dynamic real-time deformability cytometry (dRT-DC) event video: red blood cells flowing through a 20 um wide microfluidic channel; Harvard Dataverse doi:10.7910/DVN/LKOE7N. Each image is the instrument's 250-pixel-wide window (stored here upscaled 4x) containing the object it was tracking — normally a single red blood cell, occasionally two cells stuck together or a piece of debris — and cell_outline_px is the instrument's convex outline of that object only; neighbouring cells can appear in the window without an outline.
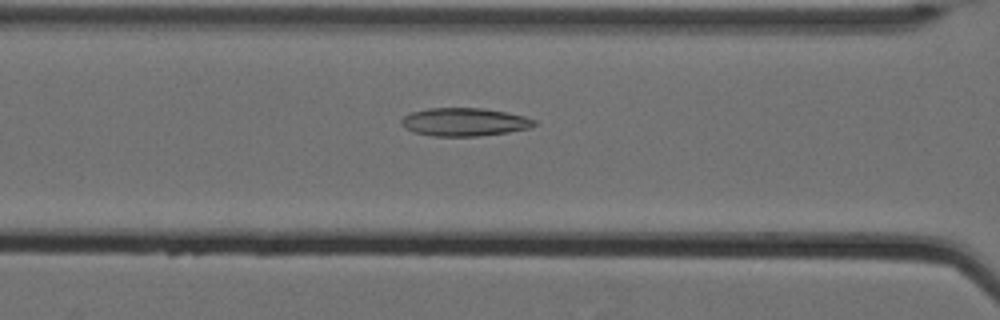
{"species": "Egyptian fruit bat (a non-hibernating species)", "species_latin": "Rousettus aegyptiacus", "temperature_condition": "cold", "stored_images_in_passage": 58, "camera_frame_rate_fps": 3000, "um_per_image_px": 0.085, "animal": {"sex": "female"}, "frame": {"image": 1, "passage_image": 26, "time_ms": 8.333, "image_size_px": [1000, 320], "cell_outline_px": [[536, 124], [528, 128], [508, 132], [480, 136], [432, 136], [416, 132], [404, 128], [400, 124], [400, 120], [404, 116], [412, 112], [428, 108], [484, 108], [524, 116], [536, 120]], "centroid_in_image_um": [39.45, 10.37], "position_along_channel_um": 127.2, "area_um2": 21.73}}
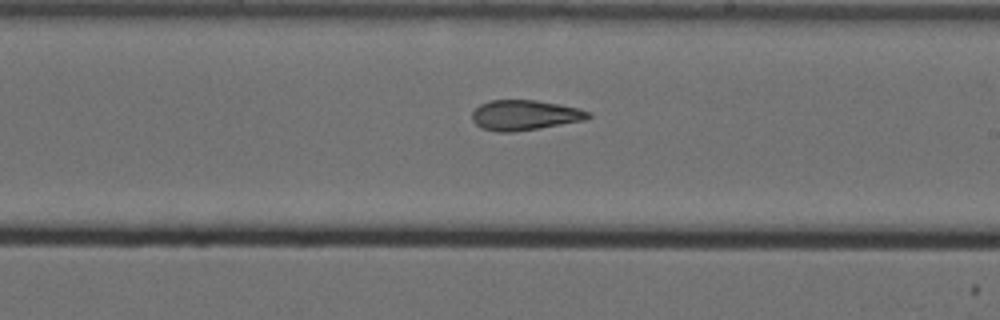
{"frame": {"image": 2, "passage_image": 36, "time_ms": 11.667, "image_size_px": [1000, 320], "cell_outline_px": [[592, 116], [588, 120], [516, 132], [496, 132], [480, 128], [472, 120], [472, 112], [480, 104], [488, 100], [536, 100], [560, 104], [580, 108], [592, 112]], "centroid_in_image_um": [44.64, 9.79], "position_along_channel_um": 244.4, "area_um2": 20.87}}
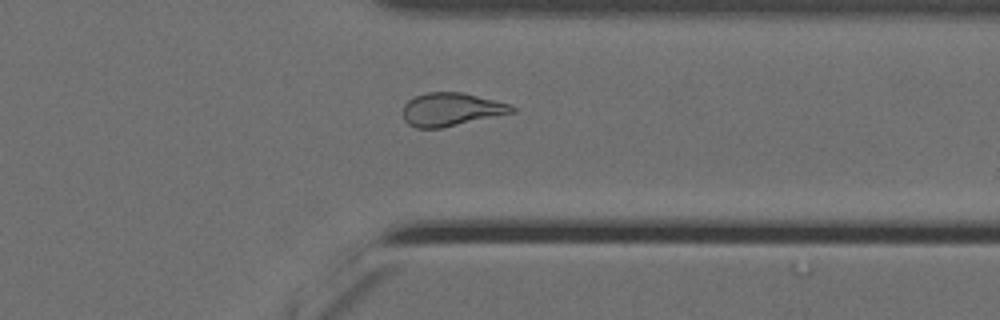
{"frame": {"image": 3, "passage_image": 47, "time_ms": 15.333, "image_size_px": [1000, 320], "cell_outline_px": [[516, 112], [440, 128], [416, 128], [408, 124], [404, 120], [404, 104], [408, 100], [416, 96], [428, 92], [460, 92], [512, 104], [516, 108]], "centroid_in_image_um": [38.37, 9.3], "position_along_channel_um": 373.0, "area_um2": 20.98}, "authors_computed_cell_mechanics": {"area_um2": 22.5131, "velocity_mm_per_s": 3.5051, "shape_relaxation_time_tau1_ms": null, "shape_relaxation_time_tau2_ms": 3.411, "deformation_change_tau1": null, "deformation_change_tau2": 0.1208}}